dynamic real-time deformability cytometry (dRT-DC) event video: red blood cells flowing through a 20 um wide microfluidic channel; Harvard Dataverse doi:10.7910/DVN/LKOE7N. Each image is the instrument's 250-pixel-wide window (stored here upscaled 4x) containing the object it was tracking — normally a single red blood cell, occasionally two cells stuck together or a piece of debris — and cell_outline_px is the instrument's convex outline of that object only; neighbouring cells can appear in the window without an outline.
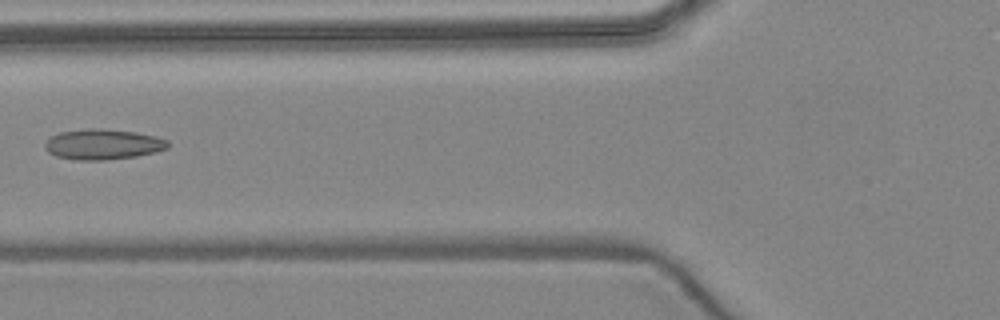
{"species": "common noctule bat (a hibernating species)", "species_latin": "Nyctalus noctula", "temperature_condition": "warm", "stored_images_in_passage": 5, "camera_frame_rate_fps": 3000, "um_per_image_px": 0.085, "animal": {"sex": "female", "body_mass_g": 24.6, "forearm_length_mm": 56.2}, "frame": {"image": 1, "passage_image": 5, "time_ms": 5.667, "image_size_px": [1000, 320], "cell_outline_px": [[168, 148], [156, 152], [136, 156], [104, 160], [76, 160], [56, 156], [48, 152], [44, 148], [44, 144], [52, 136], [60, 132], [88, 128], [100, 128], [136, 132], [156, 136], [168, 140]], "centroid_in_image_um": [8.75, 12.26], "position_along_channel_um": 117.0, "area_um2": 21.85}}